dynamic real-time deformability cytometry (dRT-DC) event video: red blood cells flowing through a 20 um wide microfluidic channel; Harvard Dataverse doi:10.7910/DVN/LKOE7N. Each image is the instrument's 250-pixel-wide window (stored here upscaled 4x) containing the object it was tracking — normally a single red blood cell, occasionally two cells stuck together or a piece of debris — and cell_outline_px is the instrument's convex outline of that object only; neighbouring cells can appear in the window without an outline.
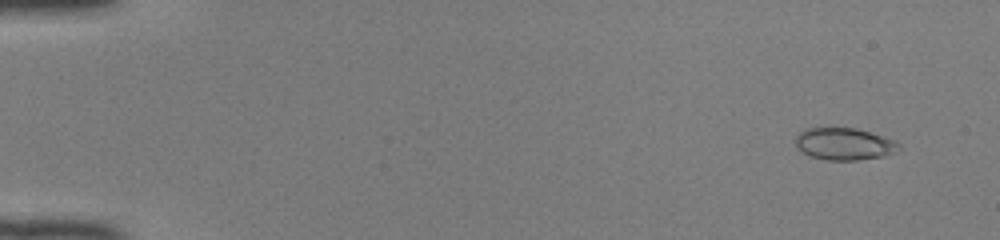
{"species": "common noctule bat (a hibernating species)", "species_latin": "Nyctalus noctula", "temperature_condition": "room temperature", "stored_images_in_passage": 50, "camera_frame_rate_fps": 3000, "um_per_image_px": 0.085, "animal": {"sex": "female", "body_mass_g": 22.0, "forearm_length_mm": 56.7}, "frame": {"image": 1, "passage_image": 4, "time_ms": 1.0, "image_size_px": [1000, 240], "cell_outline_px": [[900, 148], [884, 156], [856, 160], [828, 160], [812, 156], [804, 152], [796, 144], [796, 136], [804, 128], [856, 128], [896, 140], [900, 144]], "centroid_in_image_um": [71.78, 12.22], "position_along_channel_um": 13.2, "area_um2": 19.07}}
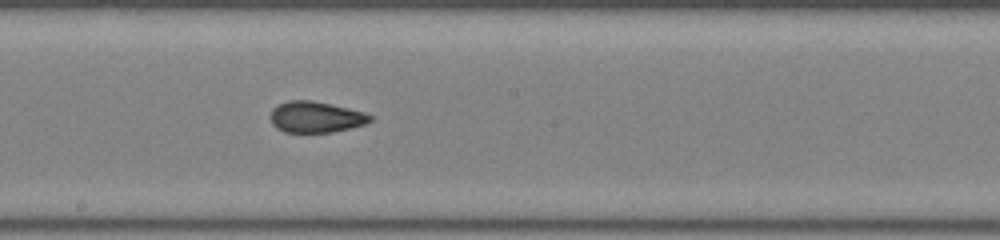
{"frame": {"image": 2, "passage_image": 29, "time_ms": 9.333, "image_size_px": [1000, 240], "cell_outline_px": [[372, 120], [364, 124], [332, 132], [284, 132], [276, 128], [272, 124], [272, 108], [276, 104], [288, 100], [312, 100], [348, 108], [364, 112], [372, 116]], "centroid_in_image_um": [26.81, 9.94], "position_along_channel_um": 221.4, "area_um2": 17.98}}
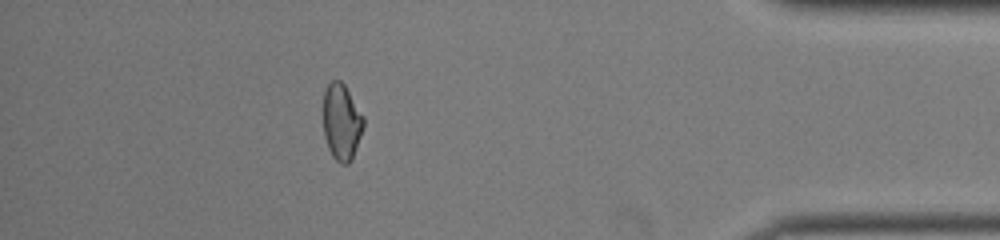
{"frame": {"image": 3, "passage_image": 45, "time_ms": 14.667, "image_size_px": [1000, 240], "cell_outline_px": [[364, 124], [352, 160], [348, 164], [340, 164], [332, 156], [328, 148], [324, 136], [324, 92], [328, 84], [332, 80], [340, 80], [344, 84], [364, 116]], "centroid_in_image_um": [29.04, 10.38], "position_along_channel_um": 406.2, "area_um2": 17.86}, "authors_computed_cell_mechanics": {"area_um2": 18.496, "velocity_mm_per_s": 4.1695, "shape_relaxation_time_tau1_ms": null, "shape_relaxation_time_tau2_ms": 1.2714, "deformation_change_tau1": null, "deformation_change_tau2": 0.056}}